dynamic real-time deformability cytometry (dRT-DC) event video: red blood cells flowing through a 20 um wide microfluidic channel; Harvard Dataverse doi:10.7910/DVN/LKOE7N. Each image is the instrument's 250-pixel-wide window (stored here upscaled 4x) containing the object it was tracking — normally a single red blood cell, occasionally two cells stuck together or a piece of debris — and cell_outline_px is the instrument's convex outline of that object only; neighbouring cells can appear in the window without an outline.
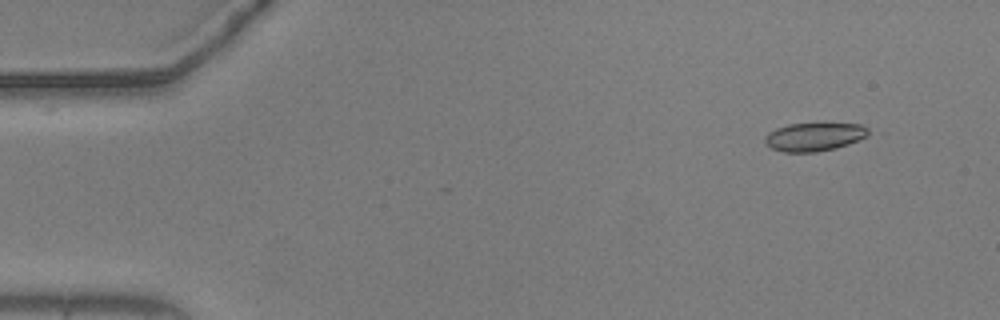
{"species": "common noctule bat (a hibernating species)", "species_latin": "Nyctalus noctula", "temperature_condition": "warm", "stored_images_in_passage": 54, "camera_frame_rate_fps": 3000, "um_per_image_px": 0.085, "animal": {"sex": "male", "body_mass_g": 20.5, "forearm_length_mm": 52.5}, "frame": {"image": 1, "passage_image": 4, "time_ms": 1.0, "image_size_px": [1000, 320], "cell_outline_px": [[872, 132], [848, 144], [836, 148], [816, 152], [784, 152], [772, 148], [764, 144], [764, 136], [768, 132], [776, 128], [788, 124], [860, 124], [868, 128]], "centroid_in_image_um": [69.16, 11.63], "position_along_channel_um": 15.8, "area_um2": 16.99}}
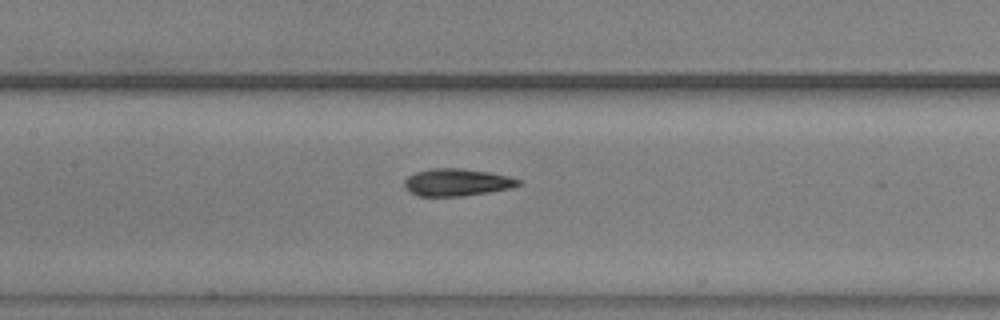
{"frame": {"image": 2, "passage_image": 25, "time_ms": 8.0, "image_size_px": [1000, 320], "cell_outline_px": [[520, 184], [512, 188], [464, 196], [420, 196], [408, 192], [404, 188], [404, 180], [408, 176], [416, 172], [432, 168], [464, 168], [488, 172], [508, 176], [520, 180]], "centroid_in_image_um": [38.8, 15.5], "position_along_channel_um": 168.6, "area_um2": 18.21}}
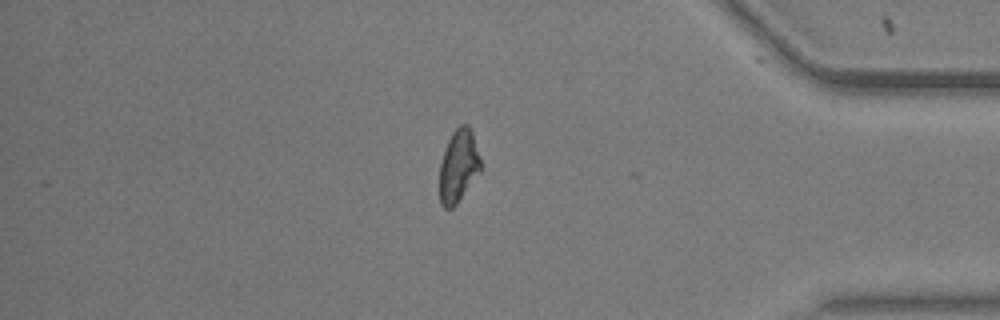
{"frame": {"image": 3, "passage_image": 46, "time_ms": 15.0, "image_size_px": [1000, 320], "cell_outline_px": [[480, 172], [456, 204], [452, 208], [444, 208], [440, 204], [440, 164], [448, 140], [452, 132], [460, 124], [468, 124], [472, 132], [480, 156]], "centroid_in_image_um": [38.97, 14.1], "position_along_channel_um": 396.2, "area_um2": 17.22}, "authors_computed_cell_mechanics": {"area_um2": 17.8891, "velocity_mm_per_s": 3.6753, "shape_relaxation_time_tau1_ms": 3.754, "shape_relaxation_time_tau2_ms": 3.6939, "deformation_change_tau1": 0.1583, "deformation_change_tau2": 0.1028}}